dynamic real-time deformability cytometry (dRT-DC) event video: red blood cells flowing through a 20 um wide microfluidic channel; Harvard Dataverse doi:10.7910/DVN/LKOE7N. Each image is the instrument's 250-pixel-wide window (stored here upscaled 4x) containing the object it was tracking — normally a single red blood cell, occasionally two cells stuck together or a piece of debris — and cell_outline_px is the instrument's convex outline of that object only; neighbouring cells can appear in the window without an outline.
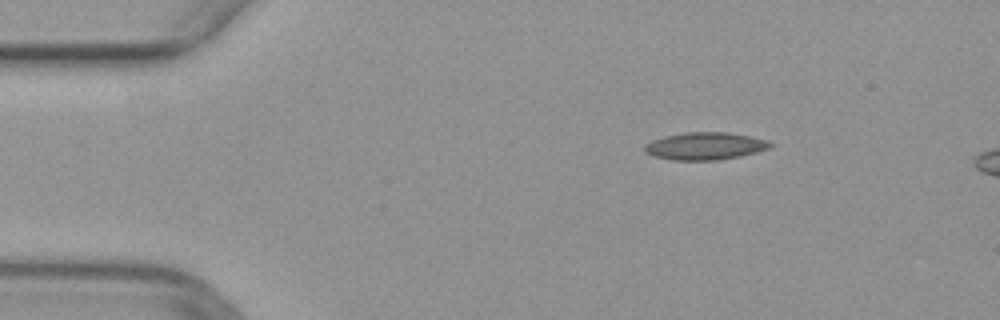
{"species": "common noctule bat (a hibernating species)", "species_latin": "Nyctalus noctula", "temperature_condition": "warm", "stored_images_in_passage": 6, "camera_frame_rate_fps": 3000, "um_per_image_px": 0.085, "animal": {"sex": "female", "body_mass_g": 29.2, "forearm_length_mm": 56.3}, "frame": {"image": 1, "passage_image": 1, "time_ms": 0.0, "image_size_px": [1000, 320], "cell_outline_px": [[772, 144], [768, 148], [756, 152], [740, 156], [720, 160], [672, 160], [652, 156], [644, 152], [644, 144], [652, 140], [664, 136], [684, 132], [728, 132], [752, 136], [768, 140]], "centroid_in_image_um": [59.9, 12.41], "position_along_channel_um": 25.1, "area_um2": 20.29}}